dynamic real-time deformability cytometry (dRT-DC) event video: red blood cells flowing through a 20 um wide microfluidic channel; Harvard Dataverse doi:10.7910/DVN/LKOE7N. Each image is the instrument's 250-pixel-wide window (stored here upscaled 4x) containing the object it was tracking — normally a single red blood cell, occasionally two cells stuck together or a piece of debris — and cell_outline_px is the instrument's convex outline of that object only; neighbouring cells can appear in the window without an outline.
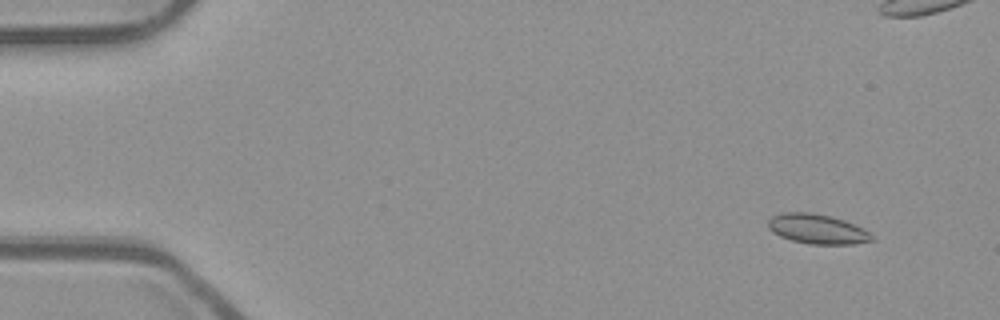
{"species": "common noctule bat (a hibernating species)", "species_latin": "Nyctalus noctula", "temperature_condition": "room temperature", "stored_images_in_passage": 55, "camera_frame_rate_fps": 3000, "um_per_image_px": 0.085, "animal": {"sex": "male", "body_mass_g": 23.1, "forearm_length_mm": 52.7}, "frame": {"image": 1, "passage_image": 5, "time_ms": 1.333, "image_size_px": [1000, 320], "cell_outline_px": [[872, 240], [856, 244], [808, 244], [792, 240], [780, 236], [772, 232], [768, 228], [768, 220], [772, 216], [780, 212], [812, 212], [832, 216], [844, 220], [864, 228], [872, 236]], "centroid_in_image_um": [69.44, 19.45], "position_along_channel_um": 15.6, "area_um2": 18.09}}
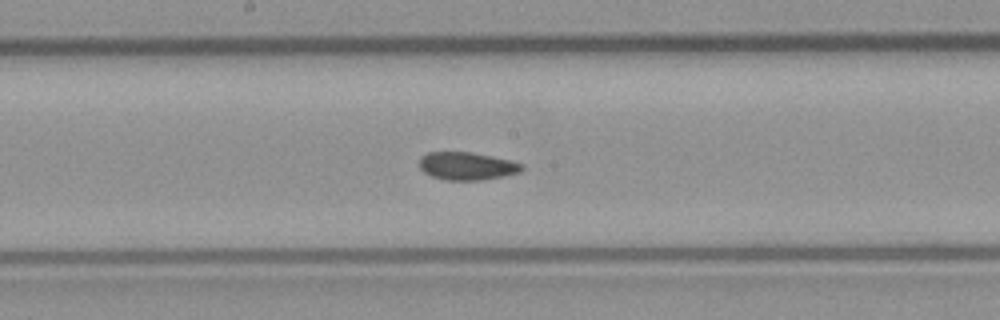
{"frame": {"image": 2, "passage_image": 29, "time_ms": 9.333, "image_size_px": [1000, 320], "cell_outline_px": [[524, 168], [520, 172], [504, 176], [484, 180], [444, 180], [432, 176], [424, 172], [420, 168], [420, 156], [428, 152], [468, 152], [492, 156], [524, 164]], "centroid_in_image_um": [39.69, 14.12], "position_along_channel_um": 208.5, "area_um2": 16.65}}
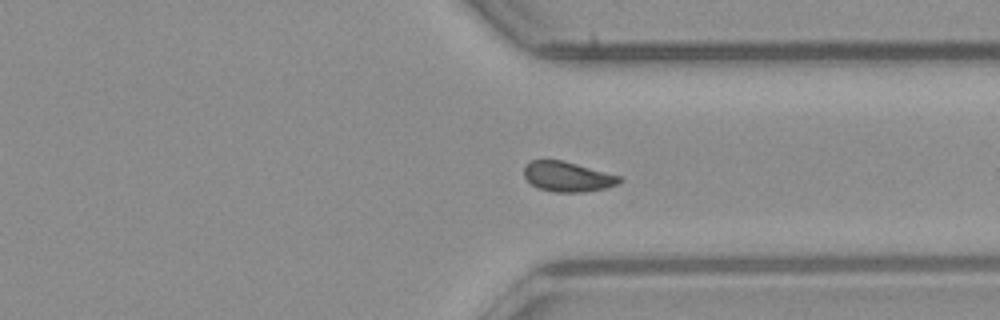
{"frame": {"image": 3, "passage_image": 41, "time_ms": 13.333, "image_size_px": [1000, 320], "cell_outline_px": [[624, 180], [620, 184], [604, 188], [584, 192], [556, 192], [536, 188], [524, 176], [524, 168], [532, 160], [564, 160], [620, 176]], "centroid_in_image_um": [48.27, 15.02], "position_along_channel_um": 363.1, "area_um2": 16.7}}